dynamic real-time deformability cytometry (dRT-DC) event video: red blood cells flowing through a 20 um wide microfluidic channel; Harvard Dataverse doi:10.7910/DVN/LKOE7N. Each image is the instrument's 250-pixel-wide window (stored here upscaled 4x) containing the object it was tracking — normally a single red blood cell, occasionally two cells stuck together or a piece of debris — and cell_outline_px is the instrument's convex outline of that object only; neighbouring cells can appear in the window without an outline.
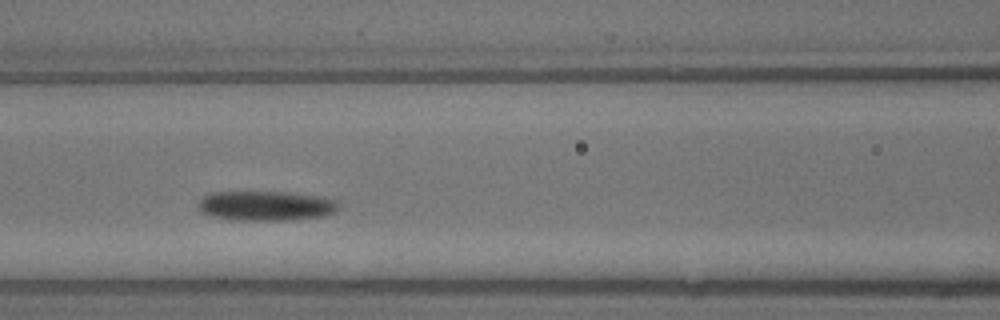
{"species": "common noctule bat (a hibernating species)", "species_latin": "Nyctalus noctula", "temperature_condition": "warm", "stored_images_in_passage": 7, "camera_frame_rate_fps": 3000, "um_per_image_px": 0.085, "animal": {"sex": "male", "body_mass_g": 13.3}, "frame": {"image": 1, "passage_image": 5, "time_ms": 1.333, "image_size_px": [1000, 320], "cell_outline_px": [[340, 208], [324, 216], [292, 220], [232, 220], [204, 216], [196, 208], [196, 204], [204, 196], [212, 192], [288, 192], [324, 196], [336, 200], [340, 204]], "centroid_in_image_um": [22.56, 17.5], "position_along_channel_um": 144.0, "area_um2": 24.97}}